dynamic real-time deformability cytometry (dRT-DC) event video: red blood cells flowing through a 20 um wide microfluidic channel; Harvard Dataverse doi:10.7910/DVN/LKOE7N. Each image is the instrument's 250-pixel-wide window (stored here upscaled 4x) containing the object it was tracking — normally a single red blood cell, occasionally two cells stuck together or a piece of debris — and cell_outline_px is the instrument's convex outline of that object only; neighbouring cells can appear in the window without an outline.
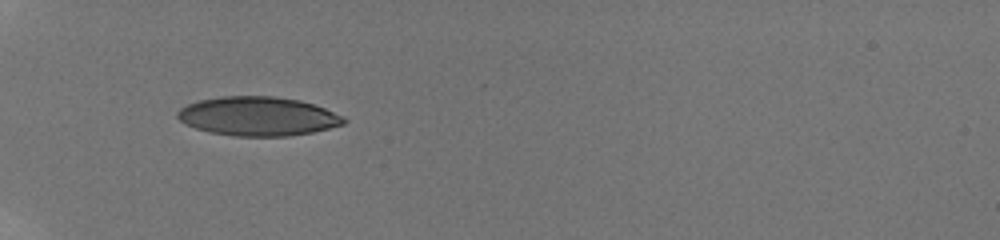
{"species": "human", "species_latin": "Homo sapiens", "temperature_condition": "room temperature", "stored_images_in_passage": 43, "camera_frame_rate_fps": 3000, "um_per_image_px": 0.085, "donor": {"sex": "male"}, "frame": {"image": 1, "passage_image": 1, "time_ms": 0.0, "image_size_px": [1000, 240], "cell_outline_px": [[348, 120], [344, 124], [312, 132], [288, 136], [232, 136], [208, 132], [184, 124], [176, 116], [176, 112], [180, 108], [188, 104], [200, 100], [220, 96], [272, 96], [300, 100], [324, 108], [344, 116]], "centroid_in_image_um": [21.9, 9.88], "position_along_channel_um": 63.1, "area_um2": 37.92}}
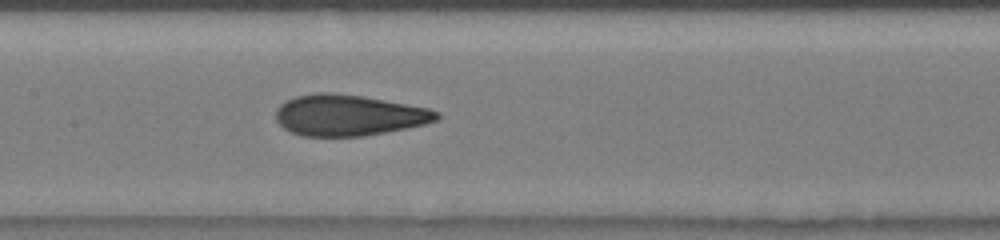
{"frame": {"image": 2, "passage_image": 16, "time_ms": 3.333, "image_size_px": [1000, 240], "cell_outline_px": [[440, 116], [436, 120], [424, 124], [408, 128], [364, 136], [300, 136], [288, 132], [276, 120], [276, 108], [280, 104], [296, 96], [316, 92], [332, 92], [364, 96], [428, 108], [440, 112]], "centroid_in_image_um": [29.61, 9.79], "position_along_channel_um": 177.8, "area_um2": 38.67}}
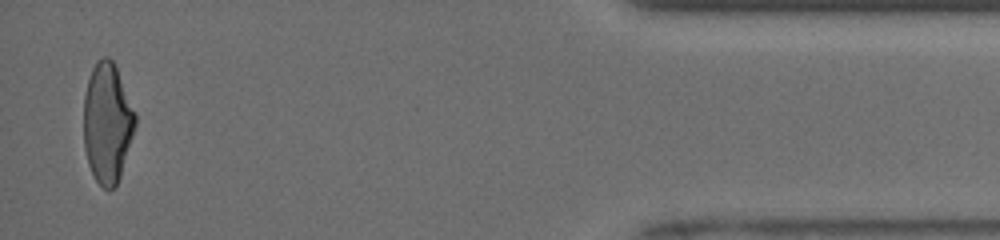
{"frame": {"image": 3, "passage_image": 41, "time_ms": 11.0, "image_size_px": [1000, 240], "cell_outline_px": [[136, 124], [120, 176], [116, 184], [108, 192], [96, 180], [88, 164], [84, 148], [84, 96], [88, 80], [92, 68], [96, 60], [104, 56], [108, 56], [112, 60], [116, 68], [136, 112]], "centroid_in_image_um": [9.11, 10.43], "position_along_channel_um": 426.1, "area_um2": 35.95}, "authors_computed_cell_mechanics": {"area_um2": 37.9168, "velocity_mm_per_s": 3.9759, "shape_relaxation_time_tau1_ms": 5.1539, "shape_relaxation_time_tau2_ms": 0.9538, "deformation_change_tau1": 0.198, "deformation_change_tau2": 0.0759}}